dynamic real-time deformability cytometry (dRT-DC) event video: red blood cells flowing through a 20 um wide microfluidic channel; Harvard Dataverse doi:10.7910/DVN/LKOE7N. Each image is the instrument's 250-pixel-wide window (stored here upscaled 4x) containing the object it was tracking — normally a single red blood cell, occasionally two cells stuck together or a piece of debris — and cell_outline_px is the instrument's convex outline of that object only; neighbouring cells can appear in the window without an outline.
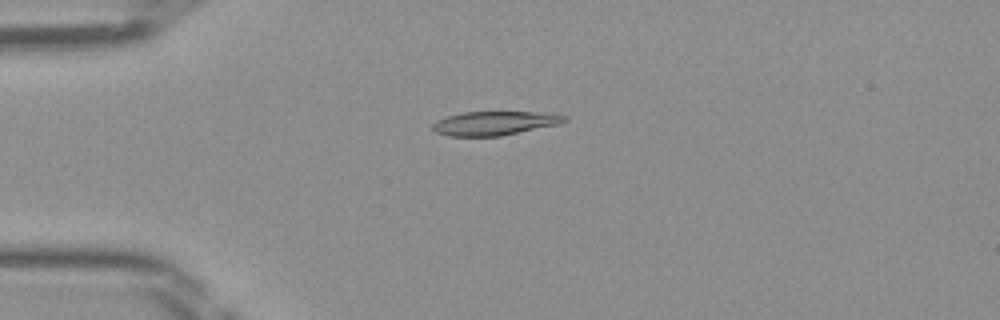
{"species": "Egyptian fruit bat (a non-hibernating species)", "species_latin": "Rousettus aegyptiacus", "temperature_condition": "room temperature", "stored_images_in_passage": 47, "camera_frame_rate_fps": 3000, "um_per_image_px": 0.085, "frame": {"image": 1, "passage_image": 12, "time_ms": 3.667, "image_size_px": [1000, 320], "cell_outline_px": [[568, 120], [560, 124], [500, 136], [448, 136], [436, 132], [432, 128], [432, 124], [436, 120], [448, 116], [464, 112], [556, 112], [568, 116]], "centroid_in_image_um": [42.11, 10.46], "position_along_channel_um": 42.9, "area_um2": 18.61}}
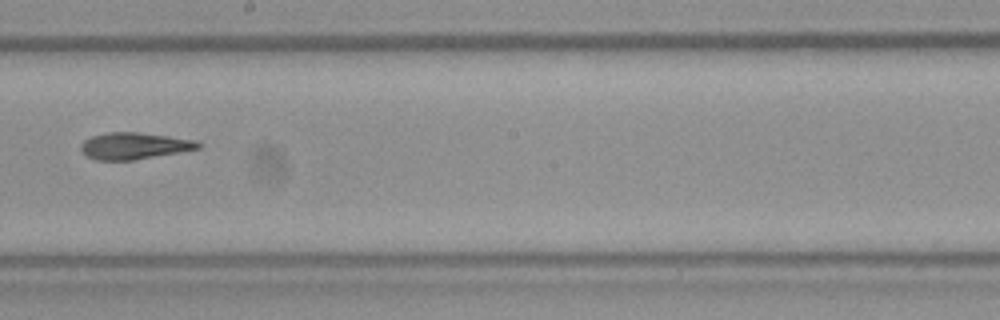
{"frame": {"image": 2, "passage_image": 27, "time_ms": 8.667, "image_size_px": [1000, 320], "cell_outline_px": [[200, 148], [180, 152], [132, 160], [96, 160], [88, 156], [80, 148], [80, 144], [84, 140], [92, 136], [108, 132], [136, 132], [168, 136], [196, 140], [200, 144]], "centroid_in_image_um": [11.39, 12.39], "position_along_channel_um": 236.8, "area_um2": 18.03}}
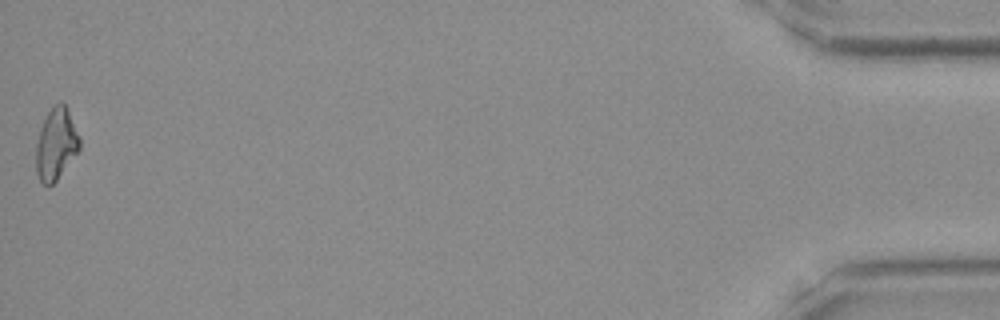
{"frame": {"image": 3, "passage_image": 47, "time_ms": 15.333, "image_size_px": [1000, 320], "cell_outline_px": [[80, 148], [56, 180], [52, 184], [44, 184], [40, 180], [36, 172], [36, 144], [40, 128], [52, 104], [60, 100], [64, 104], [80, 136]], "centroid_in_image_um": [4.75, 12.21], "position_along_channel_um": 430.4, "area_um2": 17.98}}